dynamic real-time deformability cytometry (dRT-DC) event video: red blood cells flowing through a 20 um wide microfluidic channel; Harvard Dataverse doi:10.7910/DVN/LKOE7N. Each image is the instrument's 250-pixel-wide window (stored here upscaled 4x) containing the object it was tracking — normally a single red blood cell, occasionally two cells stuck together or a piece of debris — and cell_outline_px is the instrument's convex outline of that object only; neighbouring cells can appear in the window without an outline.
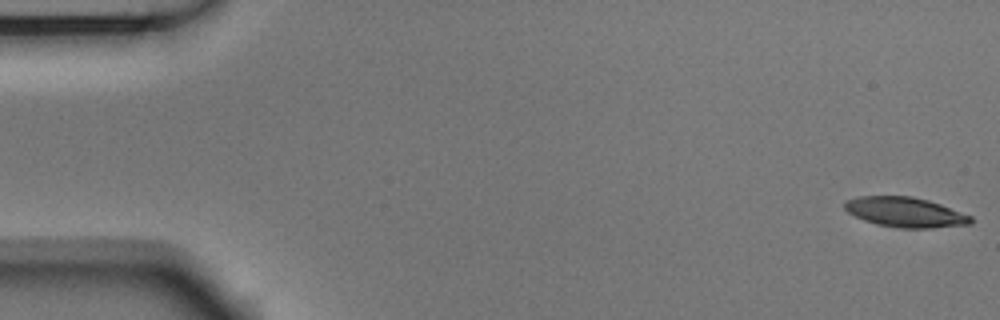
{"species": "Egyptian fruit bat (a non-hibernating species)", "species_latin": "Rousettus aegyptiacus", "temperature_condition": "room temperature", "stored_images_in_passage": 54, "camera_frame_rate_fps": 3000, "um_per_image_px": 0.085, "animal": {"sex": "male"}, "frame": {"image": 1, "passage_image": 1, "time_ms": 0.0, "image_size_px": [1000, 320], "cell_outline_px": [[972, 224], [932, 228], [900, 228], [876, 224], [864, 220], [848, 212], [844, 208], [844, 204], [848, 200], [860, 196], [912, 196], [928, 200], [940, 204], [972, 216]], "centroid_in_image_um": [76.97, 18.04], "position_along_channel_um": 8.0, "area_um2": 21.91}}
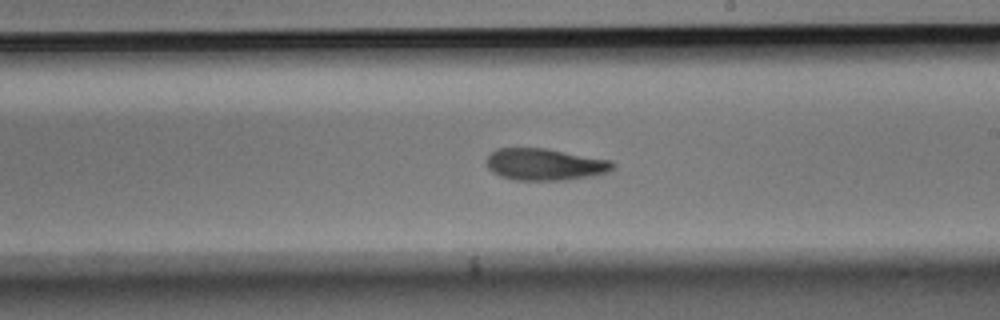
{"frame": {"image": 2, "passage_image": 31, "time_ms": 10.0, "image_size_px": [1000, 320], "cell_outline_px": [[616, 168], [608, 172], [596, 176], [564, 180], [512, 180], [500, 176], [492, 172], [488, 168], [488, 156], [496, 148], [548, 148], [612, 160], [616, 164]], "centroid_in_image_um": [46.39, 13.98], "position_along_channel_um": 242.6, "area_um2": 23.81}}
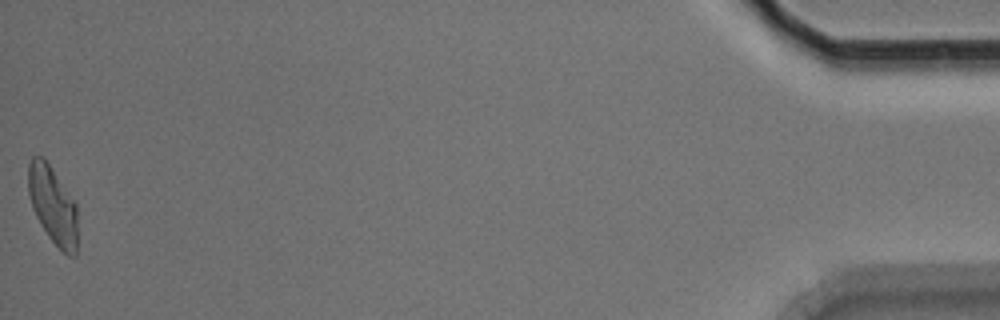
{"frame": {"image": 3, "passage_image": 54, "time_ms": 17.667, "image_size_px": [1000, 320], "cell_outline_px": [[76, 256], [68, 256], [48, 236], [40, 224], [32, 208], [28, 192], [28, 164], [32, 156], [40, 156], [48, 164], [76, 204]], "centroid_in_image_um": [4.46, 17.45], "position_along_channel_um": 430.7, "area_um2": 21.79}, "authors_computed_cell_mechanics": {"area_um2": 23.3223, "velocity_mm_per_s": 3.7204, "shape_relaxation_time_tau1_ms": 4.4132, "shape_relaxation_time_tau2_ms": 3.9693, "deformation_change_tau1": 0.1806, "deformation_change_tau2": 0.1289}}